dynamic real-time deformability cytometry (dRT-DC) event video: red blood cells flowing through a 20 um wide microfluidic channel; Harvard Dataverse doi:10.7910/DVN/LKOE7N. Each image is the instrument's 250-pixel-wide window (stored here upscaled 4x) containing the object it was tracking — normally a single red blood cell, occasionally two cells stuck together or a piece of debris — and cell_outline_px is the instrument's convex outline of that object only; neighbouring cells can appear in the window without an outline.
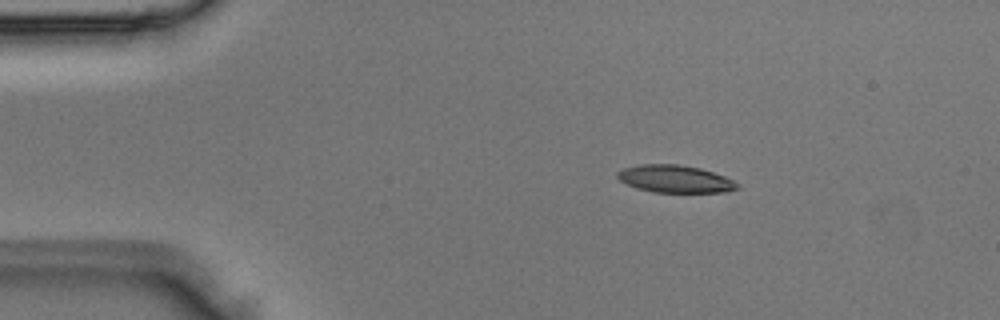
{"species": "Egyptian fruit bat (a non-hibernating species)", "species_latin": "Rousettus aegyptiacus", "temperature_condition": "room temperature", "stored_images_in_passage": 3, "camera_frame_rate_fps": 3000, "um_per_image_px": 0.085, "animal": {"sex": "male"}, "frame": {"image": 1, "passage_image": 1, "time_ms": 0.0, "image_size_px": [1000, 320], "cell_outline_px": [[740, 188], [728, 192], [652, 192], [636, 188], [620, 180], [616, 176], [616, 172], [624, 168], [640, 164], [676, 164], [700, 168], [724, 176], [740, 184]], "centroid_in_image_um": [57.39, 15.21], "position_along_channel_um": 27.6, "area_um2": 19.19}}